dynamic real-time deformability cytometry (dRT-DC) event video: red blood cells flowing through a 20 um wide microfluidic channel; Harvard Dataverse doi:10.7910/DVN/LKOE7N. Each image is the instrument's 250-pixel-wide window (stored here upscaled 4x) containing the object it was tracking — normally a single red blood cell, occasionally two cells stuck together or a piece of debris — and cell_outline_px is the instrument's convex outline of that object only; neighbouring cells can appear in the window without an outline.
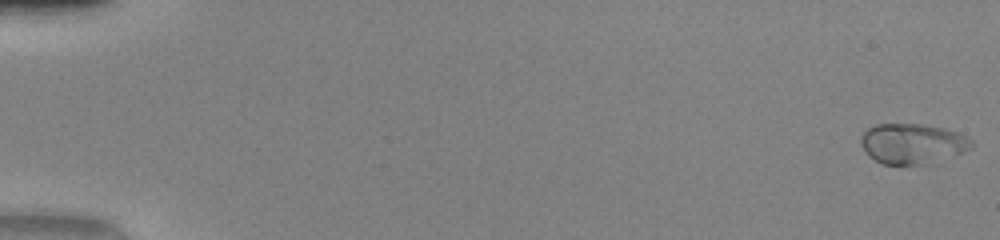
{"species": "human", "species_latin": "Homo sapiens", "temperature_condition": "warm", "stored_images_in_passage": 51, "camera_frame_rate_fps": 3000, "um_per_image_px": 0.085, "donor": {"sex": "female"}, "frame": {"image": 1, "passage_image": 1, "time_ms": 0.0, "image_size_px": [1000, 240], "cell_outline_px": [[972, 148], [964, 152], [932, 164], [900, 168], [880, 164], [868, 156], [860, 144], [860, 136], [868, 128], [876, 124], [920, 124], [944, 128], [956, 132], [972, 140]], "centroid_in_image_um": [77.52, 12.27], "position_along_channel_um": 7.5, "area_um2": 26.93}}
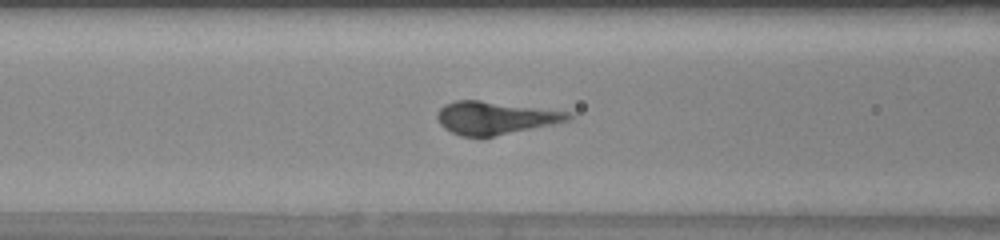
{"frame": {"image": 2, "passage_image": 23, "time_ms": 7.333, "image_size_px": [1000, 240], "cell_outline_px": [[572, 116], [568, 120], [556, 124], [492, 136], [460, 136], [444, 128], [440, 124], [436, 116], [436, 112], [444, 104], [456, 100], [480, 100], [572, 112]], "centroid_in_image_um": [42.07, 10.01], "position_along_channel_um": 124.5, "area_um2": 25.03}}
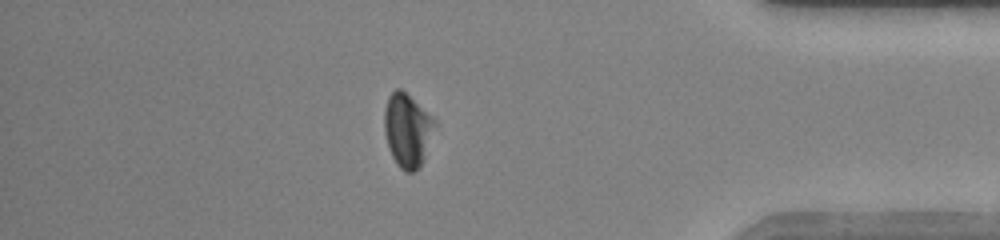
{"frame": {"image": 3, "passage_image": 45, "time_ms": 14.667, "image_size_px": [1000, 240], "cell_outline_px": [[436, 124], [424, 160], [420, 168], [412, 172], [404, 172], [396, 164], [388, 148], [384, 132], [384, 108], [388, 96], [396, 88], [400, 88], [432, 116], [436, 120]], "centroid_in_image_um": [34.62, 11.09], "position_along_channel_um": 400.6, "area_um2": 21.79}, "authors_computed_cell_mechanics": {"area_um2": 24.565, "velocity_mm_per_s": 4.1389, "shape_relaxation_time_tau1_ms": 2.1676, "shape_relaxation_time_tau2_ms": null, "deformation_change_tau1": 0.1736, "deformation_change_tau2": null}}